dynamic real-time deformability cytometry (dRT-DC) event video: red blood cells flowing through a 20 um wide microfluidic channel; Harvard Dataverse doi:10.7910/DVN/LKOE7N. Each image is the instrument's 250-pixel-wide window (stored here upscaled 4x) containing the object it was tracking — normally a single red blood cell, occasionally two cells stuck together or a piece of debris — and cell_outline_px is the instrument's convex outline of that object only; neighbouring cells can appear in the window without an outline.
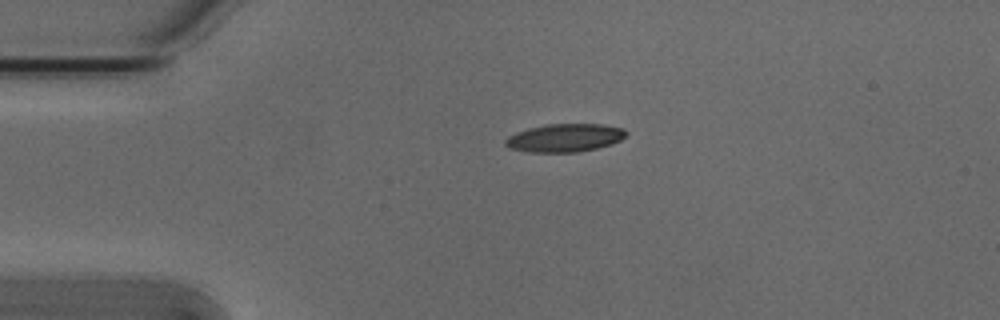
{"species": "Egyptian fruit bat (a non-hibernating species)", "species_latin": "Rousettus aegyptiacus", "temperature_condition": "cold", "stored_images_in_passage": 35, "camera_frame_rate_fps": 3000, "um_per_image_px": 0.085, "animal": {"sex": "male"}, "frame": {"image": 1, "passage_image": 1, "time_ms": 0.0, "image_size_px": [1000, 320], "cell_outline_px": [[628, 132], [620, 140], [612, 144], [596, 148], [576, 152], [528, 152], [508, 148], [504, 144], [504, 140], [508, 136], [516, 132], [528, 128], [548, 124], [604, 124], [624, 128]], "centroid_in_image_um": [47.99, 11.71], "position_along_channel_um": 37.0, "area_um2": 19.88}}
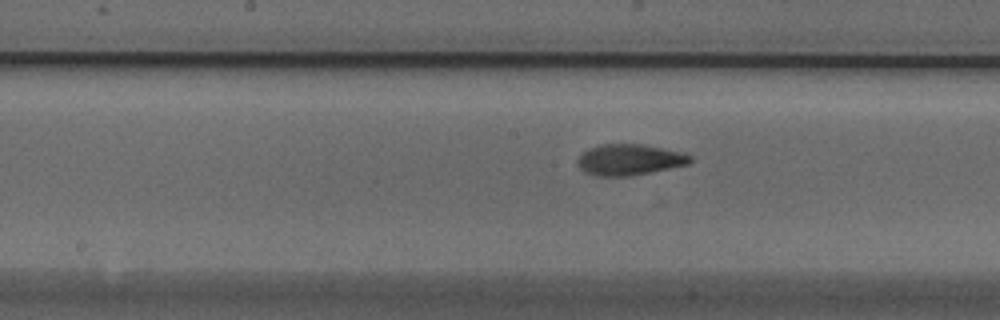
{"frame": {"image": 2, "passage_image": 16, "time_ms": 5.0, "image_size_px": [1000, 320], "cell_outline_px": [[692, 160], [688, 164], [652, 172], [632, 176], [596, 176], [584, 172], [576, 164], [576, 160], [588, 148], [600, 144], [644, 144], [684, 152], [692, 156]], "centroid_in_image_um": [53.5, 13.57], "position_along_channel_um": 194.7, "area_um2": 20.63}}
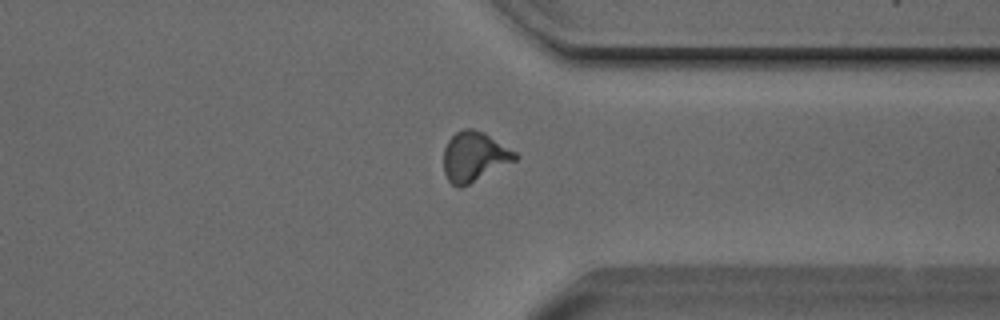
{"frame": {"image": 3, "passage_image": 30, "time_ms": 9.667, "image_size_px": [1000, 320], "cell_outline_px": [[520, 156], [516, 160], [460, 188], [456, 188], [448, 180], [444, 172], [444, 148], [448, 140], [456, 132], [464, 128], [472, 128], [484, 132], [516, 152]], "centroid_in_image_um": [40.3, 13.3], "position_along_channel_um": 371.1, "area_um2": 20.63}, "authors_computed_cell_mechanics": {"area_um2": 19.8832, "velocity_mm_per_s": 3.8399, "shape_relaxation_time_tau1_ms": 4.5305, "shape_relaxation_time_tau2_ms": 2.0393, "deformation_change_tau1": 0.1562, "deformation_change_tau2": 0.092}}